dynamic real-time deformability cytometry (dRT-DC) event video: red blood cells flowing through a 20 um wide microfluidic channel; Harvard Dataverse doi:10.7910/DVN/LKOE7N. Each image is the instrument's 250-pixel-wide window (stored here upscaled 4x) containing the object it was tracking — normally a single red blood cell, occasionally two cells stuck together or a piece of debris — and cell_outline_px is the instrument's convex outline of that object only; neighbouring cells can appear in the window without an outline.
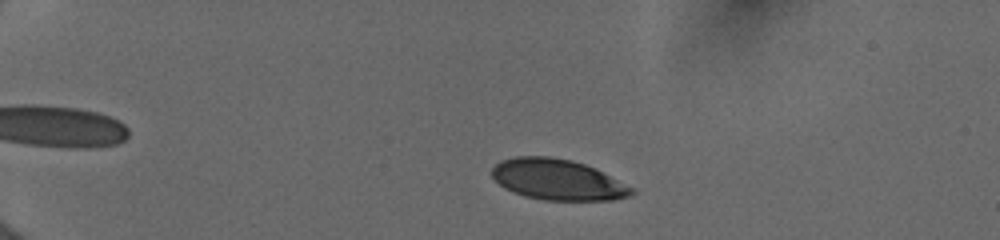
{"species": "human", "species_latin": "Homo sapiens", "temperature_condition": "cold", "stored_images_in_passage": 48, "camera_frame_rate_fps": 3000, "um_per_image_px": 0.085, "donor": {"sex": "female"}, "frame": {"image": 1, "passage_image": 7, "time_ms": 2.0, "image_size_px": [1000, 240], "cell_outline_px": [[636, 192], [632, 196], [612, 200], [544, 200], [524, 196], [512, 192], [504, 188], [492, 176], [492, 168], [500, 160], [516, 156], [548, 156], [572, 160], [596, 168], [636, 188]], "centroid_in_image_um": [47.45, 15.27], "position_along_channel_um": 37.6, "area_um2": 33.58}}
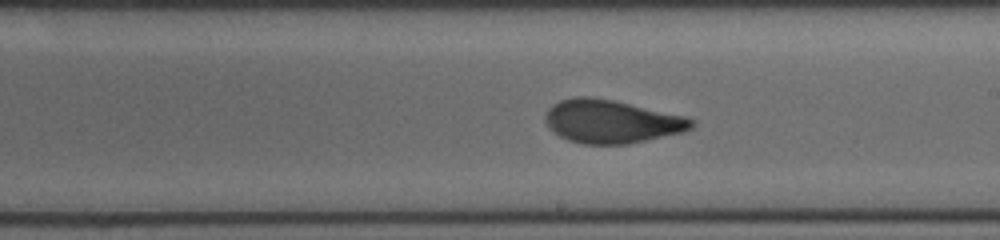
{"frame": {"image": 2, "passage_image": 28, "time_ms": 9.0, "image_size_px": [1000, 240], "cell_outline_px": [[696, 124], [692, 128], [684, 132], [628, 144], [584, 144], [568, 140], [552, 132], [548, 128], [544, 120], [544, 116], [548, 108], [552, 104], [560, 100], [572, 96], [588, 96], [612, 100], [684, 116], [696, 120]], "centroid_in_image_um": [51.94, 10.33], "position_along_channel_um": 237.1, "area_um2": 37.05}}
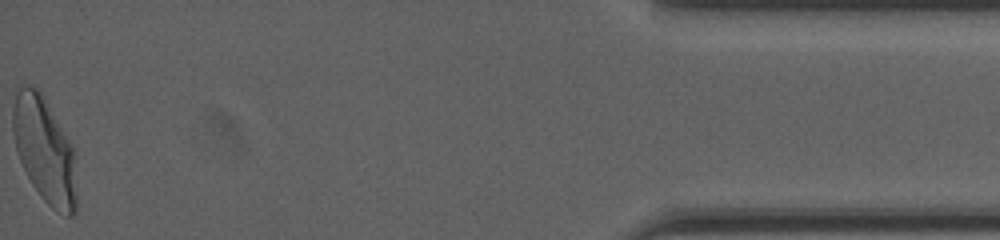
{"frame": {"image": 3, "passage_image": 48, "time_ms": 15.667, "image_size_px": [1000, 240], "cell_outline_px": [[76, 212], [72, 216], [64, 216], [52, 208], [40, 196], [32, 184], [20, 160], [16, 148], [12, 132], [12, 88], [16, 84], [32, 84], [44, 96], [72, 144], [76, 196]], "centroid_in_image_um": [3.72, 12.65], "position_along_channel_um": 431.5, "area_um2": 39.77}, "authors_computed_cell_mechanics": {"area_um2": 36.3273, "velocity_mm_per_s": 3.9888, "shape_relaxation_time_tau1_ms": 4.6465, "shape_relaxation_time_tau2_ms": 0.6879, "deformation_change_tau1": 0.1742, "deformation_change_tau2": 0.071}}